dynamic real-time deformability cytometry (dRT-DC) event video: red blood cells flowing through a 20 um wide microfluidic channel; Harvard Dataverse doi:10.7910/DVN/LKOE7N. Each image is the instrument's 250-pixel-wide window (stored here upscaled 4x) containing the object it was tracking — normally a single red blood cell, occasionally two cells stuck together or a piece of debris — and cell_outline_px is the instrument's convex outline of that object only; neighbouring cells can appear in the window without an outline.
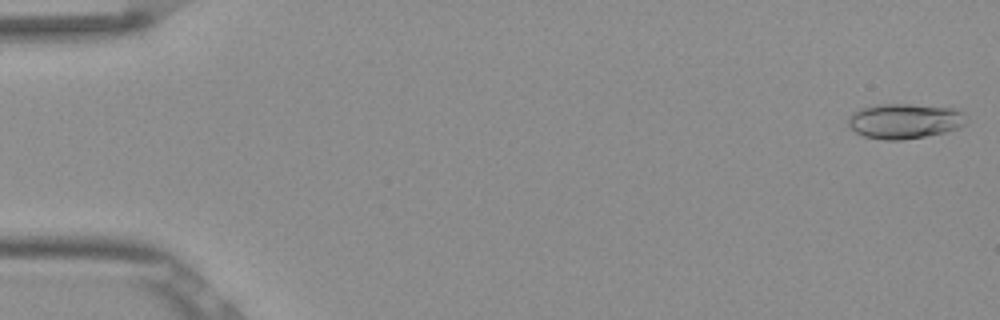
{"species": "Egyptian fruit bat (a non-hibernating species)", "species_latin": "Rousettus aegyptiacus", "temperature_condition": "room temperature", "stored_images_in_passage": 52, "camera_frame_rate_fps": 3000, "um_per_image_px": 0.085, "frame": {"image": 1, "passage_image": 1, "time_ms": 0.0, "image_size_px": [1000, 320], "cell_outline_px": [[968, 120], [960, 128], [944, 132], [924, 136], [900, 140], [884, 140], [864, 136], [856, 132], [848, 124], [848, 116], [860, 108], [876, 104], [908, 104], [952, 108], [964, 112]], "centroid_in_image_um": [76.9, 10.28], "position_along_channel_um": 8.1, "area_um2": 24.16}}
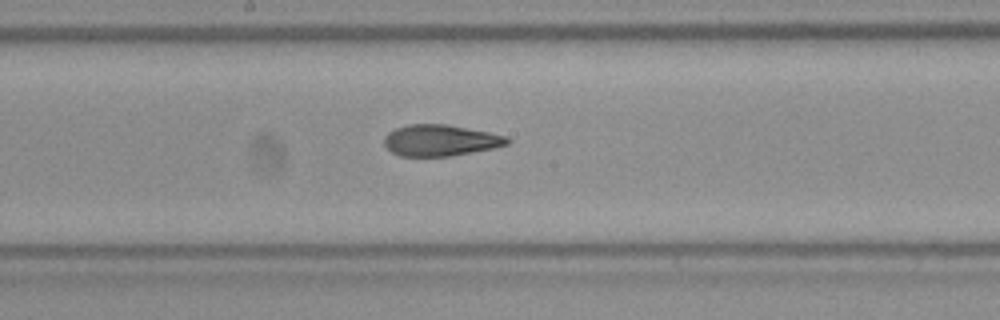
{"frame": {"image": 2, "passage_image": 28, "time_ms": 9.0, "image_size_px": [1000, 320], "cell_outline_px": [[512, 140], [508, 144], [496, 148], [452, 156], [400, 156], [392, 152], [384, 144], [384, 136], [388, 132], [396, 128], [408, 124], [448, 124], [508, 136]], "centroid_in_image_um": [37.47, 11.93], "position_along_channel_um": 210.7, "area_um2": 22.66}}
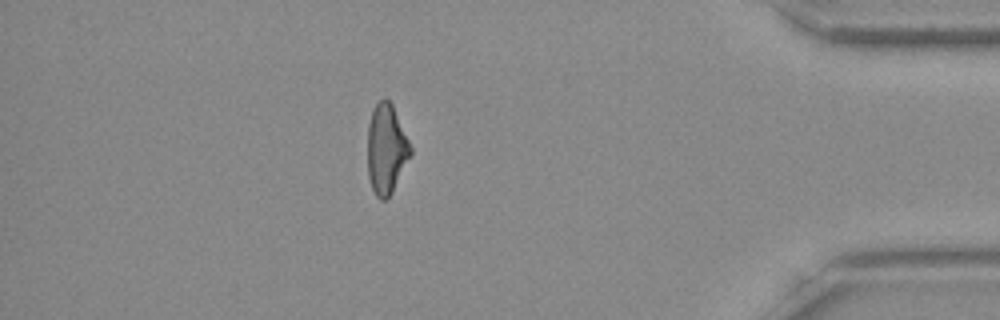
{"frame": {"image": 3, "passage_image": 46, "time_ms": 15.0, "image_size_px": [1000, 320], "cell_outline_px": [[412, 152], [392, 192], [384, 200], [380, 200], [376, 196], [372, 188], [368, 176], [368, 124], [372, 112], [376, 104], [380, 100], [388, 100], [392, 104], [412, 148]], "centroid_in_image_um": [32.83, 12.69], "position_along_channel_um": 402.4, "area_um2": 22.08}, "authors_computed_cell_mechanics": {"area_um2": 22.9466, "velocity_mm_per_s": 3.8746, "shape_relaxation_time_tau1_ms": 6.5268, "shape_relaxation_time_tau2_ms": 1.6089, "deformation_change_tau1": 0.1919, "deformation_change_tau2": 0.0822}}